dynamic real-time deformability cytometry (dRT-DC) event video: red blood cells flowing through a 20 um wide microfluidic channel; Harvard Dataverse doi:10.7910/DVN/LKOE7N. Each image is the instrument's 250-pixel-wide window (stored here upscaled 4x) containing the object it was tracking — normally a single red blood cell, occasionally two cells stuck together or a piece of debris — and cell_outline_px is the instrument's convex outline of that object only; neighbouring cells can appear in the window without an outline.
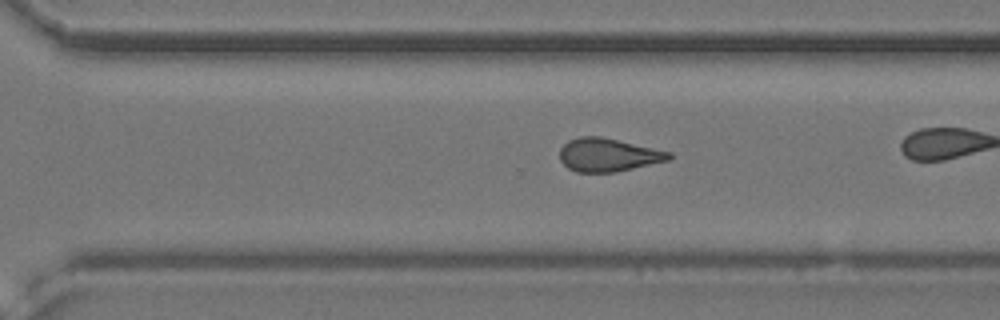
{"species": "common noctule bat (a hibernating species)", "species_latin": "Nyctalus noctula", "temperature_condition": "cold", "stored_images_in_passage": 37, "camera_frame_rate_fps": 3000, "um_per_image_px": 0.085, "animal": {"sex": "female", "body_mass_g": 24.6, "forearm_length_mm": 56.2}, "frame": {"image": 1, "passage_image": 26, "time_ms": 8.333, "image_size_px": [1000, 320], "cell_outline_px": [[672, 156], [668, 160], [616, 172], [576, 172], [568, 168], [560, 160], [560, 148], [568, 140], [580, 136], [600, 136], [672, 152]], "centroid_in_image_um": [51.67, 13.16], "position_along_channel_um": 318.9, "area_um2": 21.1}, "authors_computed_cell_mechanics": {"area_um2": 21.1548, "velocity_mm_per_s": 3.8914, "shape_relaxation_time_tau1_ms": null, "shape_relaxation_time_tau2_ms": 2.1267, "deformation_change_tau1": null, "deformation_change_tau2": 0.1026}}